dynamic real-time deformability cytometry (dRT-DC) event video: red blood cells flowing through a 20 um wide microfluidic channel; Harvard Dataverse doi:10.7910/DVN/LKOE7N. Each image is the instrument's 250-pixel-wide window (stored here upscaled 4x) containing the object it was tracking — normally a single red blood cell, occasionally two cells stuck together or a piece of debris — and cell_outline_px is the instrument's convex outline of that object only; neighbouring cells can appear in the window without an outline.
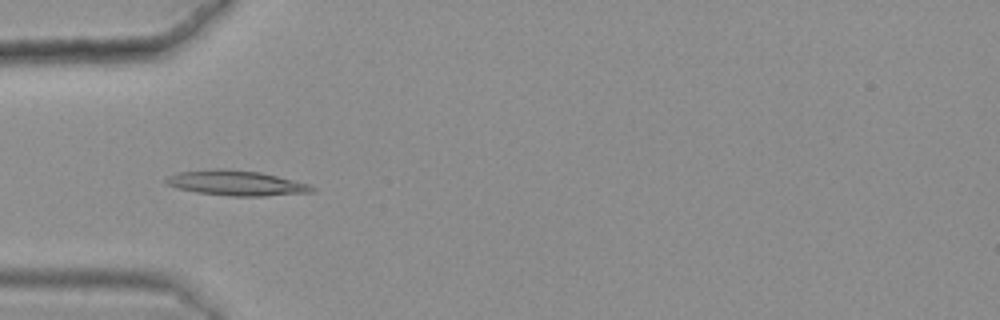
{"species": "common noctule bat (a hibernating species)", "species_latin": "Nyctalus noctula", "temperature_condition": "warm", "stored_images_in_passage": 48, "camera_frame_rate_fps": 3000, "um_per_image_px": 0.085, "animal": {"sex": "female", "body_mass_g": 25.1}, "frame": {"image": 1, "passage_image": 18, "time_ms": 5.667, "image_size_px": [1000, 320], "cell_outline_px": [[316, 192], [264, 196], [232, 196], [196, 192], [176, 188], [168, 184], [164, 180], [168, 176], [180, 172], [260, 172], [308, 184], [316, 188]], "centroid_in_image_um": [20.18, 15.63], "position_along_channel_um": 64.8, "area_um2": 20.0}}
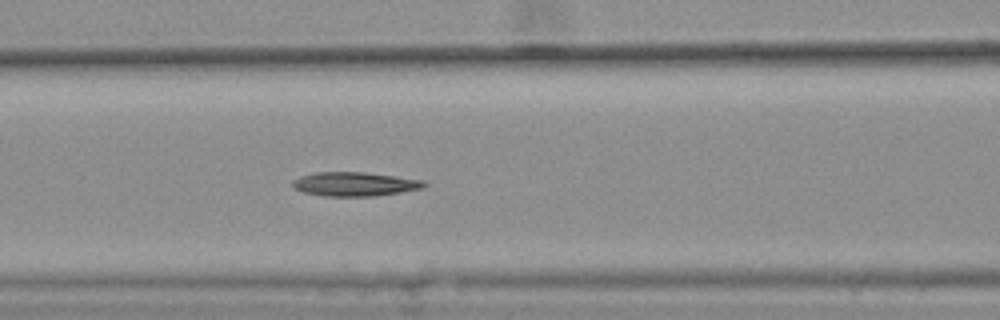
{"frame": {"image": 2, "passage_image": 24, "time_ms": 7.667, "image_size_px": [1000, 320], "cell_outline_px": [[428, 184], [420, 188], [400, 192], [372, 196], [324, 196], [304, 192], [292, 188], [292, 180], [300, 176], [316, 172], [364, 172], [424, 180]], "centroid_in_image_um": [30.1, 15.64], "position_along_channel_um": 136.5, "area_um2": 18.32}}
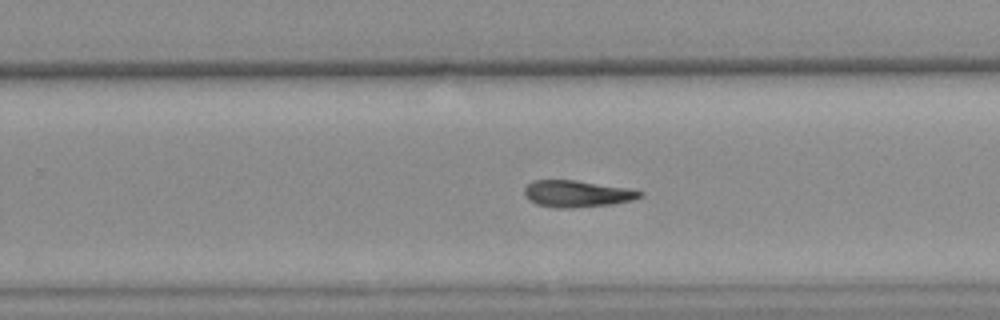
{"frame": {"image": 3, "passage_image": 36, "time_ms": 11.667, "image_size_px": [1000, 320], "cell_outline_px": [[644, 196], [632, 200], [612, 204], [568, 208], [556, 208], [536, 204], [528, 200], [524, 196], [524, 188], [532, 180], [576, 180], [624, 188], [644, 192]], "centroid_in_image_um": [49.0, 16.47], "position_along_channel_um": 280.8, "area_um2": 17.92}}